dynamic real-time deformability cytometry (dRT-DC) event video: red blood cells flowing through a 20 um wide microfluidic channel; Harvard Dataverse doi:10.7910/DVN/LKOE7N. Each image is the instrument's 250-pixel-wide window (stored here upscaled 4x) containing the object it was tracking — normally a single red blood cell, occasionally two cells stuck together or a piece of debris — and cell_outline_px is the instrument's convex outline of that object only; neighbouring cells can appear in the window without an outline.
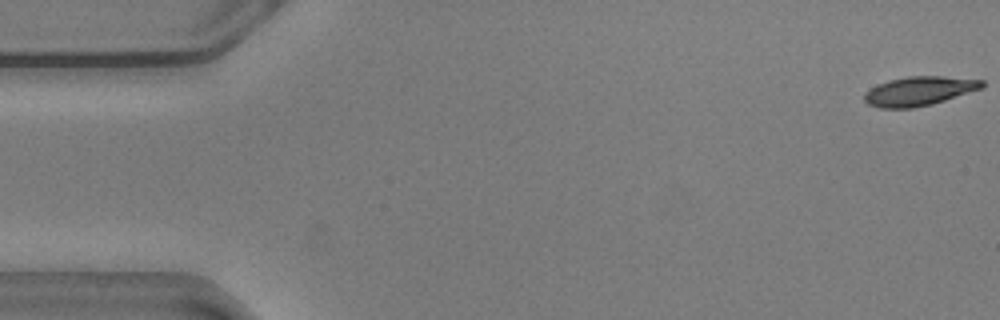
{"species": "common noctule bat (a hibernating species)", "species_latin": "Nyctalus noctula", "temperature_condition": "warm", "stored_images_in_passage": 56, "camera_frame_rate_fps": 3000, "um_per_image_px": 0.085, "animal": {"sex": "male", "body_mass_g": 20.5, "forearm_length_mm": 52.5}, "frame": {"image": 1, "passage_image": 1, "time_ms": 0.0, "image_size_px": [1000, 320], "cell_outline_px": [[984, 88], [932, 104], [912, 108], [880, 108], [868, 104], [864, 100], [864, 92], [888, 80], [908, 76], [944, 76], [984, 80]], "centroid_in_image_um": [78.15, 7.74], "position_along_channel_um": 6.8, "area_um2": 20.0}}
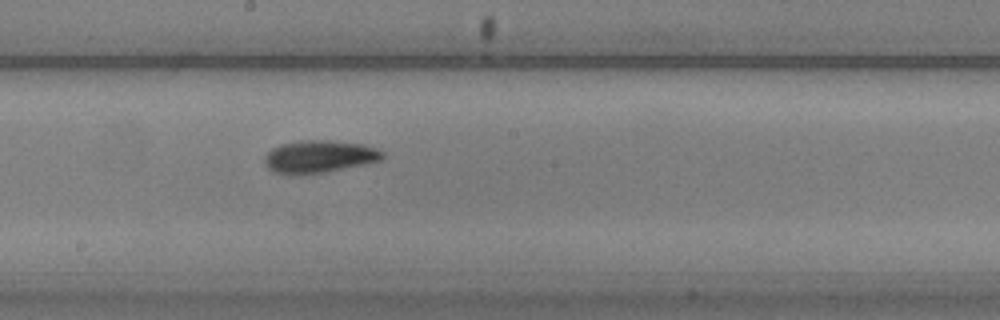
{"frame": {"image": 2, "passage_image": 30, "time_ms": 9.667, "image_size_px": [1000, 320], "cell_outline_px": [[384, 156], [380, 160], [364, 164], [324, 172], [276, 172], [268, 168], [264, 160], [264, 156], [272, 148], [280, 144], [300, 140], [332, 140], [364, 144], [376, 148], [384, 152]], "centroid_in_image_um": [27.17, 13.26], "position_along_channel_um": 221.0, "area_um2": 21.79}}
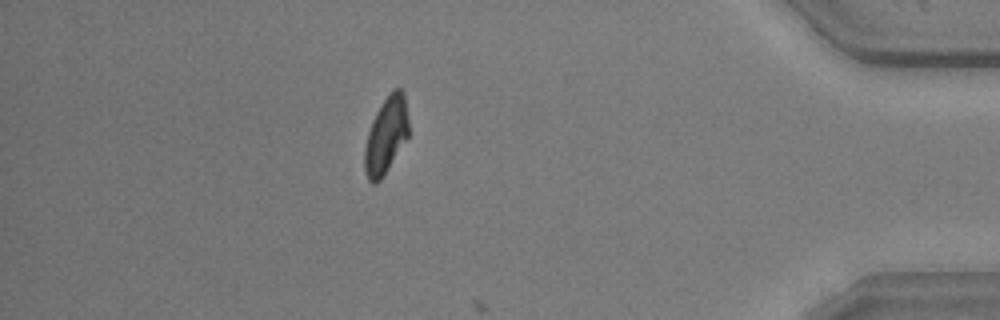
{"frame": {"image": 3, "passage_image": 49, "time_ms": 16.0, "image_size_px": [1000, 320], "cell_outline_px": [[408, 136], [388, 168], [380, 180], [376, 184], [372, 184], [368, 180], [364, 168], [364, 148], [368, 132], [372, 120], [380, 104], [388, 92], [392, 88], [400, 88], [404, 92], [408, 120]], "centroid_in_image_um": [32.8, 11.47], "position_along_channel_um": 402.4, "area_um2": 19.71}}